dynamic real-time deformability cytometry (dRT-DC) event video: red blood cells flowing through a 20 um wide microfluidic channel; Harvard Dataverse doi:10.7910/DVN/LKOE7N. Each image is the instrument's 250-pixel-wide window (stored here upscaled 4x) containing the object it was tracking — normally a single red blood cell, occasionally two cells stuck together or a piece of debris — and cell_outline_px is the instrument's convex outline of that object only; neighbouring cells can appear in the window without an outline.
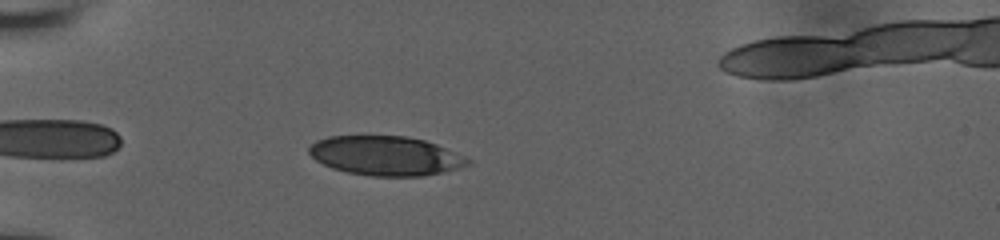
{"species": "human", "species_latin": "Homo sapiens", "temperature_condition": "room temperature", "stored_images_in_passage": 39, "camera_frame_rate_fps": 3000, "um_per_image_px": 0.085, "donor": {"sex": "male"}, "frame": {"image": 1, "passage_image": 4, "time_ms": 1.0, "image_size_px": [1000, 240], "cell_outline_px": [[472, 164], [424, 176], [372, 176], [348, 172], [332, 168], [316, 160], [308, 152], [308, 148], [316, 140], [328, 136], [408, 136], [424, 140], [436, 144], [472, 160]], "centroid_in_image_um": [32.76, 13.23], "position_along_channel_um": 52.2, "area_um2": 36.18}}
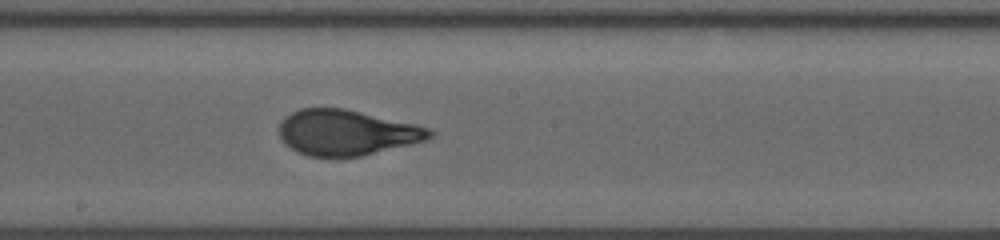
{"frame": {"image": 2, "passage_image": 19, "time_ms": 6.0, "image_size_px": [1000, 240], "cell_outline_px": [[436, 132], [428, 140], [412, 144], [360, 156], [308, 156], [296, 152], [284, 144], [280, 136], [280, 124], [284, 116], [300, 108], [344, 108], [416, 124], [428, 128]], "centroid_in_image_um": [29.46, 11.26], "position_along_channel_um": 218.7, "area_um2": 39.94}}
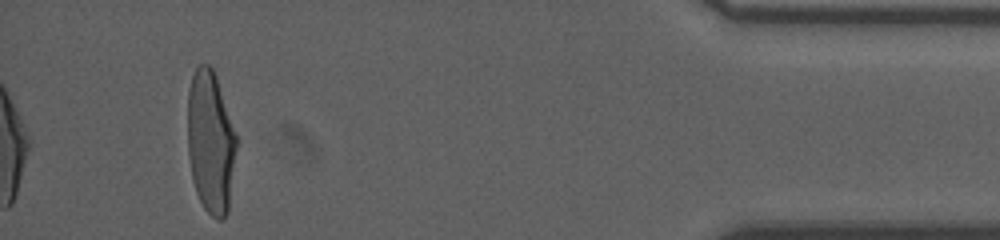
{"frame": {"image": 3, "passage_image": 39, "time_ms": 12.667, "image_size_px": [1000, 240], "cell_outline_px": [[236, 148], [228, 212], [224, 220], [216, 220], [204, 208], [196, 192], [192, 176], [188, 156], [188, 88], [192, 76], [196, 68], [200, 64], [208, 64], [212, 68], [216, 76], [236, 136]], "centroid_in_image_um": [17.89, 12.1], "position_along_channel_um": 417.3, "area_um2": 40.23}, "authors_computed_cell_mechanics": {"area_um2": 39.7086, "velocity_mm_per_s": 3.8213, "shape_relaxation_time_tau1_ms": 6.1399, "shape_relaxation_time_tau2_ms": null, "deformation_change_tau1": 0.2283, "deformation_change_tau2": null}}